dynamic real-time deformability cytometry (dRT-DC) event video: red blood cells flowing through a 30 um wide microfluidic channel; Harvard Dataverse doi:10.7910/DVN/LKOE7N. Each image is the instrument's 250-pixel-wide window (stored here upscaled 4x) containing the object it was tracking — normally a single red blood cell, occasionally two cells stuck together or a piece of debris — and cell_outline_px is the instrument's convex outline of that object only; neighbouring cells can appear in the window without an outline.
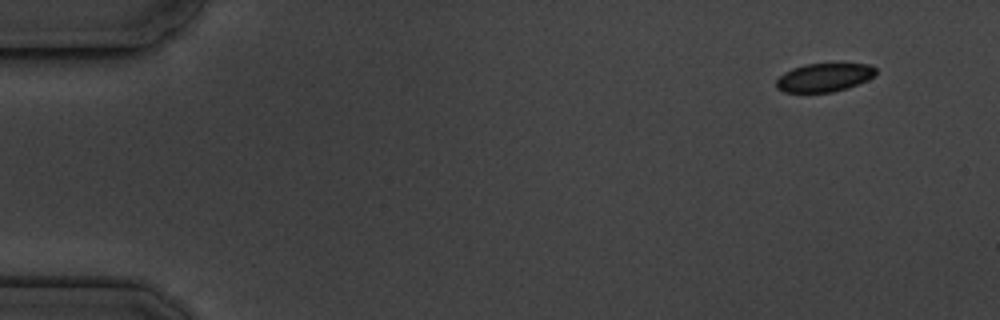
{"species": "common noctule bat (a hibernating species)", "species_latin": "Nyctalus noctula", "temperature_condition": "cold", "stored_images_in_passage": 4, "camera_frame_rate_fps": 3000, "um_per_image_px": 0.085, "animal": {"sex": "male", "body_mass_g": 19.5, "forearm_length_mm": 54.6}, "frame": {"image": 1, "passage_image": 1, "time_ms": 0.0, "image_size_px": [1000, 320], "cell_outline_px": [[876, 72], [868, 80], [848, 88], [832, 92], [784, 92], [776, 88], [776, 80], [784, 72], [792, 68], [804, 64], [868, 64], [876, 68]], "centroid_in_image_um": [70.03, 6.59], "position_along_channel_um": 15.0, "area_um2": 16.47}}